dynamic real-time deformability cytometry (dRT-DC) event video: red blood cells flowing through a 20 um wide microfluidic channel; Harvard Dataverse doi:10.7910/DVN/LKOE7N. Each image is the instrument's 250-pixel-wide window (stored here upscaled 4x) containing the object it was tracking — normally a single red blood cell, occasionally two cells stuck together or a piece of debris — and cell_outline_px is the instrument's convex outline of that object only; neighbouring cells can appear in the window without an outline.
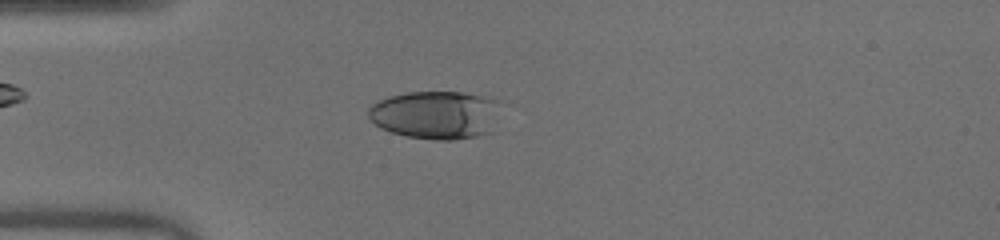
{"species": "human", "species_latin": "Homo sapiens", "temperature_condition": "warm", "stored_images_in_passage": 52, "camera_frame_rate_fps": 3000, "um_per_image_px": 0.085, "donor": {"sex": "male"}, "frame": {"image": 1, "passage_image": 15, "time_ms": 4.667, "image_size_px": [1000, 240], "cell_outline_px": [[496, 100], [488, 132], [476, 136], [452, 140], [436, 140], [408, 136], [392, 132], [376, 124], [368, 116], [368, 108], [372, 104], [388, 96], [408, 92], [460, 92], [480, 96]], "centroid_in_image_um": [36.9, 9.75], "position_along_channel_um": 48.1, "area_um2": 35.89}}
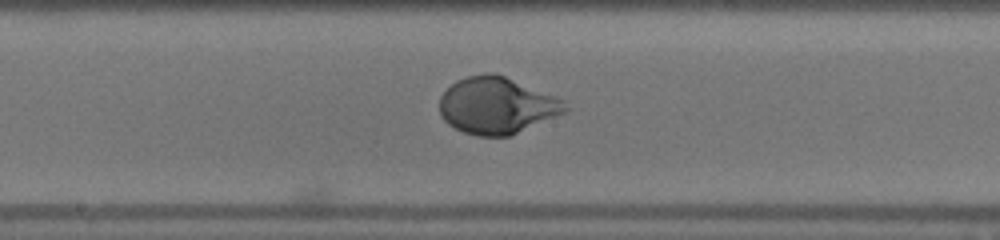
{"frame": {"image": 2, "passage_image": 28, "time_ms": 9.0, "image_size_px": [1000, 240], "cell_outline_px": [[568, 108], [564, 112], [508, 136], [480, 136], [464, 132], [448, 124], [440, 116], [440, 96], [456, 80], [468, 76], [484, 72], [492, 72], [504, 76], [556, 96], [564, 100]], "centroid_in_image_um": [42.19, 8.95], "position_along_channel_um": 206.0, "area_um2": 41.04}}
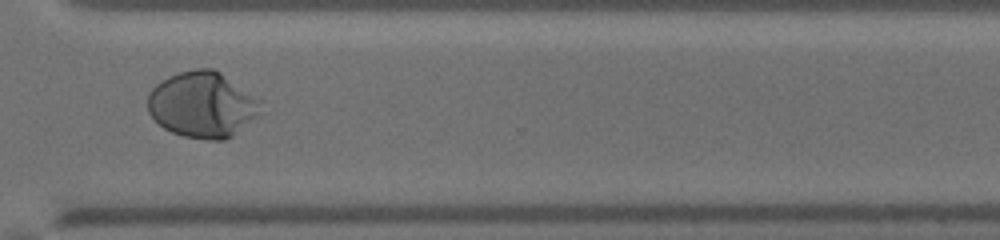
{"frame": {"image": 3, "passage_image": 39, "time_ms": 12.667, "image_size_px": [1000, 240], "cell_outline_px": [[264, 100], [260, 112], [256, 116], [232, 136], [224, 140], [208, 140], [184, 136], [172, 132], [164, 128], [148, 112], [148, 96], [152, 88], [156, 84], [168, 76], [180, 72], [196, 68], [212, 68], [220, 72]], "centroid_in_image_um": [17.23, 8.88], "position_along_channel_um": 353.4, "area_um2": 43.47}, "authors_computed_cell_mechanics": {"area_um2": 41.4715, "velocity_mm_per_s": 4.0252, "shape_relaxation_time_tau1_ms": 2.6316, "shape_relaxation_time_tau2_ms": null, "deformation_change_tau1": 0.2103, "deformation_change_tau2": null}}